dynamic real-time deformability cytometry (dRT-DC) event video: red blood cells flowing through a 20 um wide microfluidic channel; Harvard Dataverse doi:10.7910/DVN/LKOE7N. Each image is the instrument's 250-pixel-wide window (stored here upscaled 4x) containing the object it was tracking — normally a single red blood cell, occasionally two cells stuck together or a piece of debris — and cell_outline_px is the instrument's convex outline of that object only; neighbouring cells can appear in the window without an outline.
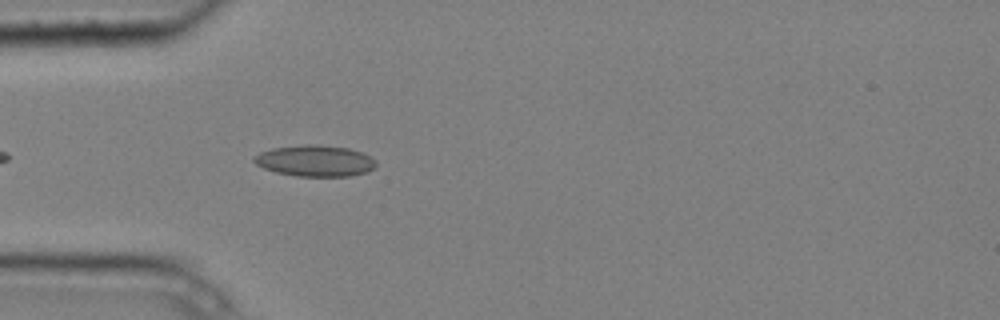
{"species": "common noctule bat (a hibernating species)", "species_latin": "Nyctalus noctula", "temperature_condition": "cold", "stored_images_in_passage": 3, "camera_frame_rate_fps": 3000, "um_per_image_px": 0.085, "animal": {"sex": "male", "body_mass_g": 20.4}, "frame": {"image": 1, "passage_image": 3, "time_ms": 0.667, "image_size_px": [1000, 320], "cell_outline_px": [[376, 164], [368, 172], [352, 176], [296, 176], [276, 172], [264, 168], [256, 164], [252, 160], [252, 156], [260, 152], [272, 148], [304, 144], [316, 144], [348, 148], [364, 152], [372, 156], [376, 160]], "centroid_in_image_um": [26.79, 13.66], "position_along_channel_um": 58.2, "area_um2": 22.48}}